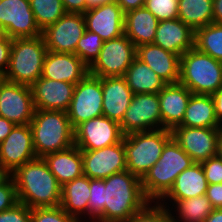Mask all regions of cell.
<instances>
[{"instance_id": "30bf717a", "label": "cell", "mask_w": 222, "mask_h": 222, "mask_svg": "<svg viewBox=\"0 0 222 222\" xmlns=\"http://www.w3.org/2000/svg\"><path fill=\"white\" fill-rule=\"evenodd\" d=\"M120 128L124 136L162 129L158 93L133 94Z\"/></svg>"}, {"instance_id": "f907efd6", "label": "cell", "mask_w": 222, "mask_h": 222, "mask_svg": "<svg viewBox=\"0 0 222 222\" xmlns=\"http://www.w3.org/2000/svg\"><path fill=\"white\" fill-rule=\"evenodd\" d=\"M205 222H222V209H213L205 219Z\"/></svg>"}, {"instance_id": "f5cc1de1", "label": "cell", "mask_w": 222, "mask_h": 222, "mask_svg": "<svg viewBox=\"0 0 222 222\" xmlns=\"http://www.w3.org/2000/svg\"><path fill=\"white\" fill-rule=\"evenodd\" d=\"M112 1H115V0H86V2H87V10L90 7L98 6V5L102 4V3L112 2Z\"/></svg>"}, {"instance_id": "ffe728a7", "label": "cell", "mask_w": 222, "mask_h": 222, "mask_svg": "<svg viewBox=\"0 0 222 222\" xmlns=\"http://www.w3.org/2000/svg\"><path fill=\"white\" fill-rule=\"evenodd\" d=\"M89 73V67L76 55L47 51L41 77L77 84Z\"/></svg>"}, {"instance_id": "484cf974", "label": "cell", "mask_w": 222, "mask_h": 222, "mask_svg": "<svg viewBox=\"0 0 222 222\" xmlns=\"http://www.w3.org/2000/svg\"><path fill=\"white\" fill-rule=\"evenodd\" d=\"M208 182L201 163H193L176 178L170 191L160 201L186 200L206 194Z\"/></svg>"}, {"instance_id": "4316f807", "label": "cell", "mask_w": 222, "mask_h": 222, "mask_svg": "<svg viewBox=\"0 0 222 222\" xmlns=\"http://www.w3.org/2000/svg\"><path fill=\"white\" fill-rule=\"evenodd\" d=\"M90 199V178L82 175L61 188V204L65 212L80 222H88V202Z\"/></svg>"}, {"instance_id": "ba28073f", "label": "cell", "mask_w": 222, "mask_h": 222, "mask_svg": "<svg viewBox=\"0 0 222 222\" xmlns=\"http://www.w3.org/2000/svg\"><path fill=\"white\" fill-rule=\"evenodd\" d=\"M137 47L124 34L105 41L98 58L89 67V74L99 77H123L136 58Z\"/></svg>"}, {"instance_id": "603a6c76", "label": "cell", "mask_w": 222, "mask_h": 222, "mask_svg": "<svg viewBox=\"0 0 222 222\" xmlns=\"http://www.w3.org/2000/svg\"><path fill=\"white\" fill-rule=\"evenodd\" d=\"M136 57L146 63L166 84L179 82L181 56L150 43L138 46Z\"/></svg>"}, {"instance_id": "d6986e66", "label": "cell", "mask_w": 222, "mask_h": 222, "mask_svg": "<svg viewBox=\"0 0 222 222\" xmlns=\"http://www.w3.org/2000/svg\"><path fill=\"white\" fill-rule=\"evenodd\" d=\"M75 84L40 77L30 88L34 108L38 110L67 111Z\"/></svg>"}, {"instance_id": "d590c367", "label": "cell", "mask_w": 222, "mask_h": 222, "mask_svg": "<svg viewBox=\"0 0 222 222\" xmlns=\"http://www.w3.org/2000/svg\"><path fill=\"white\" fill-rule=\"evenodd\" d=\"M104 179H90L88 222H104Z\"/></svg>"}, {"instance_id": "3957f363", "label": "cell", "mask_w": 222, "mask_h": 222, "mask_svg": "<svg viewBox=\"0 0 222 222\" xmlns=\"http://www.w3.org/2000/svg\"><path fill=\"white\" fill-rule=\"evenodd\" d=\"M192 158L171 138L159 160L141 179L145 197L159 202L172 188L177 176L193 164Z\"/></svg>"}, {"instance_id": "cb8c5ba5", "label": "cell", "mask_w": 222, "mask_h": 222, "mask_svg": "<svg viewBox=\"0 0 222 222\" xmlns=\"http://www.w3.org/2000/svg\"><path fill=\"white\" fill-rule=\"evenodd\" d=\"M103 116L119 124L130 106L133 96L124 77L102 78Z\"/></svg>"}, {"instance_id": "e0dca14e", "label": "cell", "mask_w": 222, "mask_h": 222, "mask_svg": "<svg viewBox=\"0 0 222 222\" xmlns=\"http://www.w3.org/2000/svg\"><path fill=\"white\" fill-rule=\"evenodd\" d=\"M37 158L30 124L15 125L0 143V163L12 174L18 167Z\"/></svg>"}, {"instance_id": "6da1fadb", "label": "cell", "mask_w": 222, "mask_h": 222, "mask_svg": "<svg viewBox=\"0 0 222 222\" xmlns=\"http://www.w3.org/2000/svg\"><path fill=\"white\" fill-rule=\"evenodd\" d=\"M19 203L30 209L61 204V188L42 157H37L11 174Z\"/></svg>"}, {"instance_id": "ac0fdd59", "label": "cell", "mask_w": 222, "mask_h": 222, "mask_svg": "<svg viewBox=\"0 0 222 222\" xmlns=\"http://www.w3.org/2000/svg\"><path fill=\"white\" fill-rule=\"evenodd\" d=\"M83 15L86 30L98 34L104 42L124 35V12L116 0L90 7Z\"/></svg>"}, {"instance_id": "db71d44e", "label": "cell", "mask_w": 222, "mask_h": 222, "mask_svg": "<svg viewBox=\"0 0 222 222\" xmlns=\"http://www.w3.org/2000/svg\"><path fill=\"white\" fill-rule=\"evenodd\" d=\"M219 158L222 159V128L220 129V133L217 141V154Z\"/></svg>"}, {"instance_id": "83f0119b", "label": "cell", "mask_w": 222, "mask_h": 222, "mask_svg": "<svg viewBox=\"0 0 222 222\" xmlns=\"http://www.w3.org/2000/svg\"><path fill=\"white\" fill-rule=\"evenodd\" d=\"M159 20L145 7L124 14V34L136 46L153 43Z\"/></svg>"}, {"instance_id": "8d00e7d4", "label": "cell", "mask_w": 222, "mask_h": 222, "mask_svg": "<svg viewBox=\"0 0 222 222\" xmlns=\"http://www.w3.org/2000/svg\"><path fill=\"white\" fill-rule=\"evenodd\" d=\"M127 222H173L168 208L159 202H149Z\"/></svg>"}, {"instance_id": "277c9868", "label": "cell", "mask_w": 222, "mask_h": 222, "mask_svg": "<svg viewBox=\"0 0 222 222\" xmlns=\"http://www.w3.org/2000/svg\"><path fill=\"white\" fill-rule=\"evenodd\" d=\"M37 157L65 150L74 143V129L66 111L35 109L30 122Z\"/></svg>"}, {"instance_id": "8fae6325", "label": "cell", "mask_w": 222, "mask_h": 222, "mask_svg": "<svg viewBox=\"0 0 222 222\" xmlns=\"http://www.w3.org/2000/svg\"><path fill=\"white\" fill-rule=\"evenodd\" d=\"M86 31L85 18L79 13H65L42 31L48 51L76 54V47Z\"/></svg>"}, {"instance_id": "5bb4252c", "label": "cell", "mask_w": 222, "mask_h": 222, "mask_svg": "<svg viewBox=\"0 0 222 222\" xmlns=\"http://www.w3.org/2000/svg\"><path fill=\"white\" fill-rule=\"evenodd\" d=\"M220 129L176 126L171 130V134L194 163H202L216 156Z\"/></svg>"}, {"instance_id": "44dd1931", "label": "cell", "mask_w": 222, "mask_h": 222, "mask_svg": "<svg viewBox=\"0 0 222 222\" xmlns=\"http://www.w3.org/2000/svg\"><path fill=\"white\" fill-rule=\"evenodd\" d=\"M153 43L182 56L195 47V31L180 19L159 21Z\"/></svg>"}, {"instance_id": "ab89813d", "label": "cell", "mask_w": 222, "mask_h": 222, "mask_svg": "<svg viewBox=\"0 0 222 222\" xmlns=\"http://www.w3.org/2000/svg\"><path fill=\"white\" fill-rule=\"evenodd\" d=\"M17 191L12 176L0 185V212L11 209L18 203Z\"/></svg>"}, {"instance_id": "c3c4849f", "label": "cell", "mask_w": 222, "mask_h": 222, "mask_svg": "<svg viewBox=\"0 0 222 222\" xmlns=\"http://www.w3.org/2000/svg\"><path fill=\"white\" fill-rule=\"evenodd\" d=\"M14 126V123L0 116V143L6 139Z\"/></svg>"}, {"instance_id": "7bdbcfd3", "label": "cell", "mask_w": 222, "mask_h": 222, "mask_svg": "<svg viewBox=\"0 0 222 222\" xmlns=\"http://www.w3.org/2000/svg\"><path fill=\"white\" fill-rule=\"evenodd\" d=\"M205 195L209 199L213 209H222V183L208 184Z\"/></svg>"}, {"instance_id": "4fadbf2b", "label": "cell", "mask_w": 222, "mask_h": 222, "mask_svg": "<svg viewBox=\"0 0 222 222\" xmlns=\"http://www.w3.org/2000/svg\"><path fill=\"white\" fill-rule=\"evenodd\" d=\"M124 135L120 124L100 116L79 124L74 129V143L80 150H97L119 143Z\"/></svg>"}, {"instance_id": "836d02e7", "label": "cell", "mask_w": 222, "mask_h": 222, "mask_svg": "<svg viewBox=\"0 0 222 222\" xmlns=\"http://www.w3.org/2000/svg\"><path fill=\"white\" fill-rule=\"evenodd\" d=\"M29 2L41 31L54 24L66 13L61 0H29Z\"/></svg>"}, {"instance_id": "f35d334b", "label": "cell", "mask_w": 222, "mask_h": 222, "mask_svg": "<svg viewBox=\"0 0 222 222\" xmlns=\"http://www.w3.org/2000/svg\"><path fill=\"white\" fill-rule=\"evenodd\" d=\"M179 0H145L144 7L159 21L178 18Z\"/></svg>"}, {"instance_id": "74e56055", "label": "cell", "mask_w": 222, "mask_h": 222, "mask_svg": "<svg viewBox=\"0 0 222 222\" xmlns=\"http://www.w3.org/2000/svg\"><path fill=\"white\" fill-rule=\"evenodd\" d=\"M31 222H80L59 206L31 209Z\"/></svg>"}, {"instance_id": "b9f144b4", "label": "cell", "mask_w": 222, "mask_h": 222, "mask_svg": "<svg viewBox=\"0 0 222 222\" xmlns=\"http://www.w3.org/2000/svg\"><path fill=\"white\" fill-rule=\"evenodd\" d=\"M208 184L222 183V159L217 155L201 163Z\"/></svg>"}, {"instance_id": "ee69618b", "label": "cell", "mask_w": 222, "mask_h": 222, "mask_svg": "<svg viewBox=\"0 0 222 222\" xmlns=\"http://www.w3.org/2000/svg\"><path fill=\"white\" fill-rule=\"evenodd\" d=\"M12 39L6 38L0 42V76L3 77L10 59Z\"/></svg>"}, {"instance_id": "7c38bea8", "label": "cell", "mask_w": 222, "mask_h": 222, "mask_svg": "<svg viewBox=\"0 0 222 222\" xmlns=\"http://www.w3.org/2000/svg\"><path fill=\"white\" fill-rule=\"evenodd\" d=\"M35 108L30 86L0 81V116L15 125L30 124Z\"/></svg>"}, {"instance_id": "f546056e", "label": "cell", "mask_w": 222, "mask_h": 222, "mask_svg": "<svg viewBox=\"0 0 222 222\" xmlns=\"http://www.w3.org/2000/svg\"><path fill=\"white\" fill-rule=\"evenodd\" d=\"M159 203L169 209L173 222H205L213 211L206 195L186 200L159 201Z\"/></svg>"}, {"instance_id": "bcb514c9", "label": "cell", "mask_w": 222, "mask_h": 222, "mask_svg": "<svg viewBox=\"0 0 222 222\" xmlns=\"http://www.w3.org/2000/svg\"><path fill=\"white\" fill-rule=\"evenodd\" d=\"M122 11L125 13L144 7L145 0H116Z\"/></svg>"}, {"instance_id": "8992f818", "label": "cell", "mask_w": 222, "mask_h": 222, "mask_svg": "<svg viewBox=\"0 0 222 222\" xmlns=\"http://www.w3.org/2000/svg\"><path fill=\"white\" fill-rule=\"evenodd\" d=\"M179 83L193 94L212 95L222 87V62L193 47L180 58Z\"/></svg>"}, {"instance_id": "7402d4cb", "label": "cell", "mask_w": 222, "mask_h": 222, "mask_svg": "<svg viewBox=\"0 0 222 222\" xmlns=\"http://www.w3.org/2000/svg\"><path fill=\"white\" fill-rule=\"evenodd\" d=\"M192 94L188 88L179 82L166 84L158 92L162 129L172 130L182 123Z\"/></svg>"}, {"instance_id": "7dc6e473", "label": "cell", "mask_w": 222, "mask_h": 222, "mask_svg": "<svg viewBox=\"0 0 222 222\" xmlns=\"http://www.w3.org/2000/svg\"><path fill=\"white\" fill-rule=\"evenodd\" d=\"M215 103V115L218 122L222 125V87L212 94Z\"/></svg>"}, {"instance_id": "d6a6232c", "label": "cell", "mask_w": 222, "mask_h": 222, "mask_svg": "<svg viewBox=\"0 0 222 222\" xmlns=\"http://www.w3.org/2000/svg\"><path fill=\"white\" fill-rule=\"evenodd\" d=\"M195 47L222 62V24L211 23L195 31Z\"/></svg>"}, {"instance_id": "11a10c76", "label": "cell", "mask_w": 222, "mask_h": 222, "mask_svg": "<svg viewBox=\"0 0 222 222\" xmlns=\"http://www.w3.org/2000/svg\"><path fill=\"white\" fill-rule=\"evenodd\" d=\"M7 37L6 30L0 25V42L4 41Z\"/></svg>"}, {"instance_id": "5b68a950", "label": "cell", "mask_w": 222, "mask_h": 222, "mask_svg": "<svg viewBox=\"0 0 222 222\" xmlns=\"http://www.w3.org/2000/svg\"><path fill=\"white\" fill-rule=\"evenodd\" d=\"M47 51L42 35L12 39L9 64L2 79L31 86L42 75Z\"/></svg>"}, {"instance_id": "1f68e13d", "label": "cell", "mask_w": 222, "mask_h": 222, "mask_svg": "<svg viewBox=\"0 0 222 222\" xmlns=\"http://www.w3.org/2000/svg\"><path fill=\"white\" fill-rule=\"evenodd\" d=\"M178 19L194 31L213 22V0H179Z\"/></svg>"}, {"instance_id": "4dcf8cb0", "label": "cell", "mask_w": 222, "mask_h": 222, "mask_svg": "<svg viewBox=\"0 0 222 222\" xmlns=\"http://www.w3.org/2000/svg\"><path fill=\"white\" fill-rule=\"evenodd\" d=\"M133 94L158 93L166 83L137 57L123 76Z\"/></svg>"}, {"instance_id": "f6af8a7d", "label": "cell", "mask_w": 222, "mask_h": 222, "mask_svg": "<svg viewBox=\"0 0 222 222\" xmlns=\"http://www.w3.org/2000/svg\"><path fill=\"white\" fill-rule=\"evenodd\" d=\"M67 13L84 14L87 10L86 0H61Z\"/></svg>"}, {"instance_id": "9c48e42d", "label": "cell", "mask_w": 222, "mask_h": 222, "mask_svg": "<svg viewBox=\"0 0 222 222\" xmlns=\"http://www.w3.org/2000/svg\"><path fill=\"white\" fill-rule=\"evenodd\" d=\"M102 96V78L88 73L75 85L72 100L66 111L73 129L89 119L103 115Z\"/></svg>"}, {"instance_id": "816d5d0a", "label": "cell", "mask_w": 222, "mask_h": 222, "mask_svg": "<svg viewBox=\"0 0 222 222\" xmlns=\"http://www.w3.org/2000/svg\"><path fill=\"white\" fill-rule=\"evenodd\" d=\"M11 177V173L0 163V185Z\"/></svg>"}, {"instance_id": "52a82bcc", "label": "cell", "mask_w": 222, "mask_h": 222, "mask_svg": "<svg viewBox=\"0 0 222 222\" xmlns=\"http://www.w3.org/2000/svg\"><path fill=\"white\" fill-rule=\"evenodd\" d=\"M172 138L171 130L158 129L124 136L127 170L142 179L159 160L165 144Z\"/></svg>"}, {"instance_id": "9a60e30c", "label": "cell", "mask_w": 222, "mask_h": 222, "mask_svg": "<svg viewBox=\"0 0 222 222\" xmlns=\"http://www.w3.org/2000/svg\"><path fill=\"white\" fill-rule=\"evenodd\" d=\"M84 175L90 179H106L127 170L123 139L97 150H81Z\"/></svg>"}, {"instance_id": "60d3db41", "label": "cell", "mask_w": 222, "mask_h": 222, "mask_svg": "<svg viewBox=\"0 0 222 222\" xmlns=\"http://www.w3.org/2000/svg\"><path fill=\"white\" fill-rule=\"evenodd\" d=\"M0 222H31V209L18 202L11 209L0 212Z\"/></svg>"}, {"instance_id": "681fc988", "label": "cell", "mask_w": 222, "mask_h": 222, "mask_svg": "<svg viewBox=\"0 0 222 222\" xmlns=\"http://www.w3.org/2000/svg\"><path fill=\"white\" fill-rule=\"evenodd\" d=\"M213 23L222 24V0H213Z\"/></svg>"}, {"instance_id": "e575fe53", "label": "cell", "mask_w": 222, "mask_h": 222, "mask_svg": "<svg viewBox=\"0 0 222 222\" xmlns=\"http://www.w3.org/2000/svg\"><path fill=\"white\" fill-rule=\"evenodd\" d=\"M103 43L104 41L98 34L86 30L78 41L76 55L90 67L98 58Z\"/></svg>"}, {"instance_id": "7a4b0ae2", "label": "cell", "mask_w": 222, "mask_h": 222, "mask_svg": "<svg viewBox=\"0 0 222 222\" xmlns=\"http://www.w3.org/2000/svg\"><path fill=\"white\" fill-rule=\"evenodd\" d=\"M104 202V222H127L150 201L141 179L125 170L104 179Z\"/></svg>"}, {"instance_id": "2e32d148", "label": "cell", "mask_w": 222, "mask_h": 222, "mask_svg": "<svg viewBox=\"0 0 222 222\" xmlns=\"http://www.w3.org/2000/svg\"><path fill=\"white\" fill-rule=\"evenodd\" d=\"M0 25L8 38H31L42 35L29 0H1Z\"/></svg>"}, {"instance_id": "d4e9b609", "label": "cell", "mask_w": 222, "mask_h": 222, "mask_svg": "<svg viewBox=\"0 0 222 222\" xmlns=\"http://www.w3.org/2000/svg\"><path fill=\"white\" fill-rule=\"evenodd\" d=\"M43 159L61 186L84 175L81 150L75 144L46 154Z\"/></svg>"}, {"instance_id": "f1b7e54d", "label": "cell", "mask_w": 222, "mask_h": 222, "mask_svg": "<svg viewBox=\"0 0 222 222\" xmlns=\"http://www.w3.org/2000/svg\"><path fill=\"white\" fill-rule=\"evenodd\" d=\"M179 126L222 128L215 115V103L212 95L192 94L183 121Z\"/></svg>"}]
</instances>
